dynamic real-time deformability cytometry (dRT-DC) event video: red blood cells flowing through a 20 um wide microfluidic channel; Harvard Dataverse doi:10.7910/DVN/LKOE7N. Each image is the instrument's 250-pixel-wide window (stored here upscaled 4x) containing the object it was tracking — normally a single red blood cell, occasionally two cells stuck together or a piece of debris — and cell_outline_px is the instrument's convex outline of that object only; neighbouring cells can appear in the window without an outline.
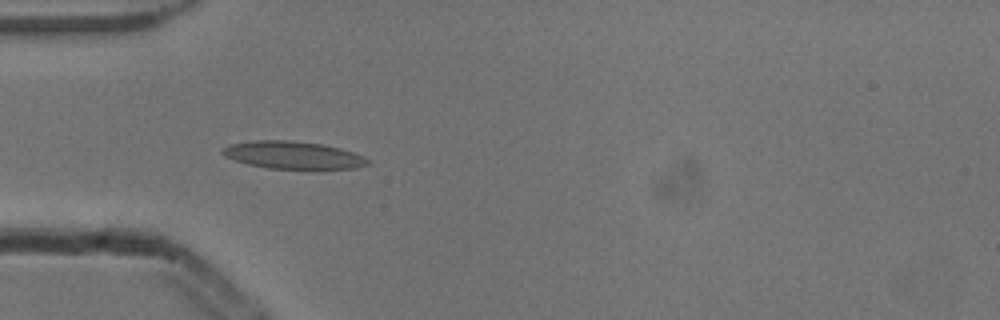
{"species": "common noctule bat (a hibernating species)", "species_latin": "Nyctalus noctula", "temperature_condition": "cold", "stored_images_in_passage": 8, "camera_frame_rate_fps": 3000, "um_per_image_px": 0.085, "animal": {"sex": "male", "body_mass_g": 13.3}, "frame": {"image": 1, "passage_image": 4, "time_ms": 1.0, "image_size_px": [1000, 320], "cell_outline_px": [[368, 164], [356, 168], [268, 168], [248, 164], [224, 156], [220, 152], [220, 148], [228, 144], [252, 140], [288, 140], [320, 144], [340, 148], [364, 156], [368, 160]], "centroid_in_image_um": [24.83, 13.16], "position_along_channel_um": 60.2, "area_um2": 23.06}}
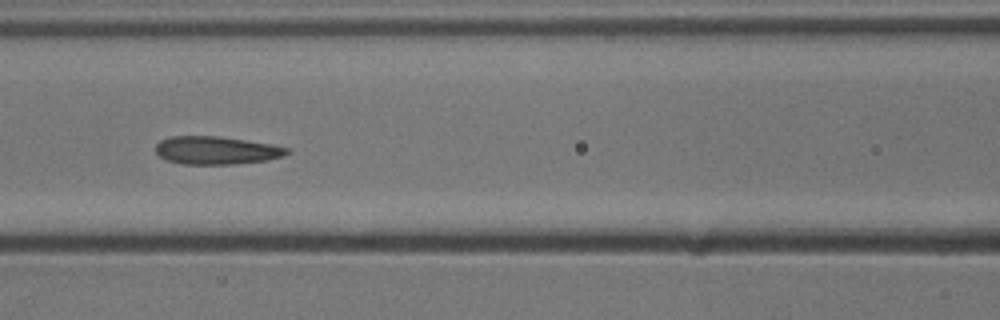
{"frame": {"image": 2, "passage_image": 6, "time_ms": 1.667, "image_size_px": [1000, 320], "cell_outline_px": [[292, 152], [284, 156], [268, 160], [236, 164], [180, 164], [168, 160], [160, 156], [156, 152], [156, 144], [160, 140], [172, 136], [216, 136], [272, 144], [292, 148]], "centroid_in_image_um": [18.45, 12.78], "position_along_channel_um": 148.2, "area_um2": 21.56}}
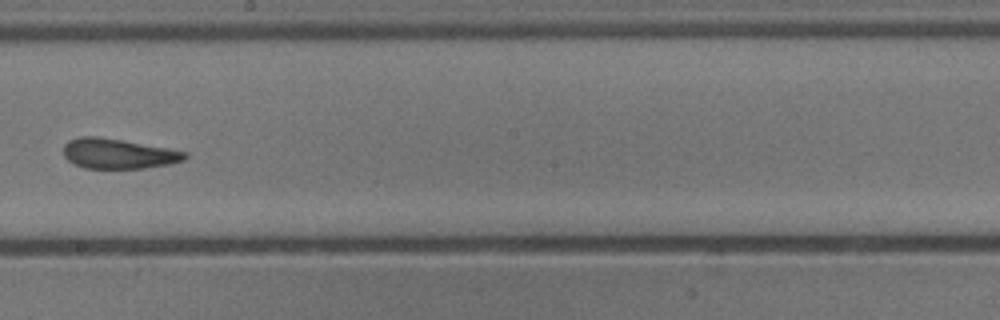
{"frame": {"image": 3, "passage_image": 8, "time_ms": 2.333, "image_size_px": [1000, 320], "cell_outline_px": [[188, 156], [184, 160], [172, 164], [144, 168], [84, 168], [68, 160], [64, 156], [64, 144], [68, 140], [80, 136], [96, 136], [120, 140], [188, 152]], "centroid_in_image_um": [10.05, 13.06], "position_along_channel_um": 238.2, "area_um2": 21.1}}